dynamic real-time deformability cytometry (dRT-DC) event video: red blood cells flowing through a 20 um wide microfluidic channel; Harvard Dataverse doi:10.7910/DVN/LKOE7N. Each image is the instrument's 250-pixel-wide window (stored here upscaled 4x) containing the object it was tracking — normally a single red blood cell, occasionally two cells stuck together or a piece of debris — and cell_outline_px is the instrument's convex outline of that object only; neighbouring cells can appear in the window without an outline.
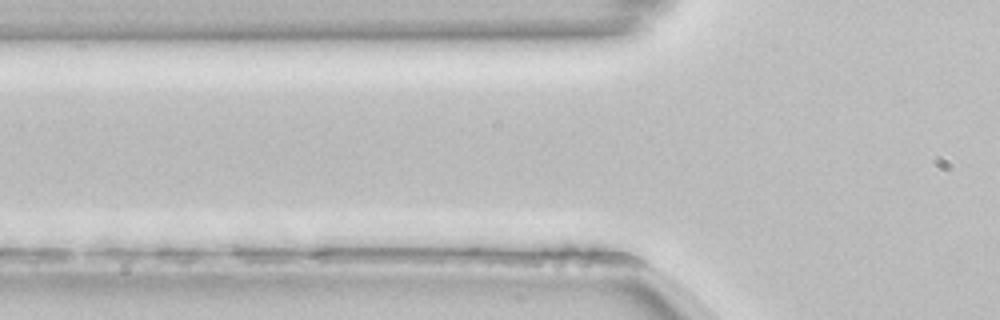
{"species": "common noctule bat (a hibernating species)", "species_latin": "Nyctalus noctula", "temperature_condition": "room temperature", "stored_images_in_passage": 4, "camera_frame_rate_fps": 3000, "um_per_image_px": 0.085, "animal": {"sex": "female", "body_mass_g": 22.7, "forearm_length_mm": 54.2}, "frame": {"image": 1, "passage_image": 2, "time_ms": 0.333, "image_size_px": [1000, 320], "cell_outline_px": [[640, 264], [524, 264], [512, 256], [568, 244], [628, 256], [636, 260]], "centroid_in_image_um": [48.74, 21.81], "position_along_channel_um": 77.1, "area_um2": 11.79}}